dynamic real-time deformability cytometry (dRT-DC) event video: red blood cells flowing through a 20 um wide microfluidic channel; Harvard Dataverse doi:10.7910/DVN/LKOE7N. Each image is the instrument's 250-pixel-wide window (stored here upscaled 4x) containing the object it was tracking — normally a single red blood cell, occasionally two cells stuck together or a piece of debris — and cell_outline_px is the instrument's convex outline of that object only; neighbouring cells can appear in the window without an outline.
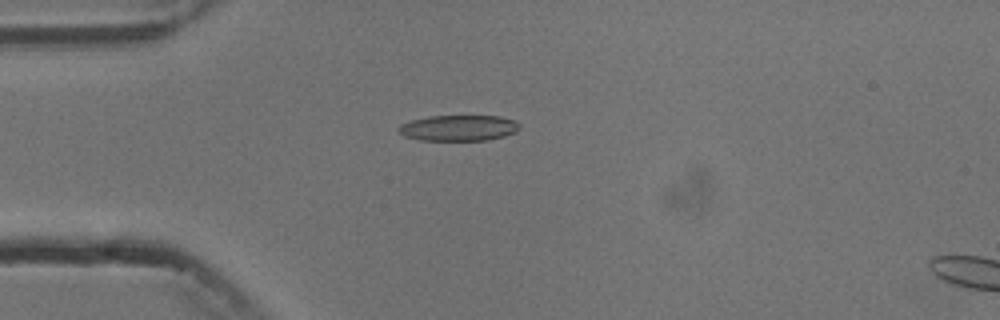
{"species": "common noctule bat (a hibernating species)", "species_latin": "Nyctalus noctula", "temperature_condition": "cold", "stored_images_in_passage": 3, "camera_frame_rate_fps": 3000, "um_per_image_px": 0.085, "animal": {"sex": "male", "body_mass_g": 13.3}, "frame": {"image": 1, "passage_image": 2, "time_ms": 1.333, "image_size_px": [1000, 320], "cell_outline_px": [[520, 128], [516, 132], [504, 136], [484, 140], [420, 140], [404, 136], [396, 132], [396, 128], [400, 124], [412, 120], [428, 116], [500, 116], [516, 120], [520, 124]], "centroid_in_image_um": [38.96, 10.87], "position_along_channel_um": 46.0, "area_um2": 18.38}}